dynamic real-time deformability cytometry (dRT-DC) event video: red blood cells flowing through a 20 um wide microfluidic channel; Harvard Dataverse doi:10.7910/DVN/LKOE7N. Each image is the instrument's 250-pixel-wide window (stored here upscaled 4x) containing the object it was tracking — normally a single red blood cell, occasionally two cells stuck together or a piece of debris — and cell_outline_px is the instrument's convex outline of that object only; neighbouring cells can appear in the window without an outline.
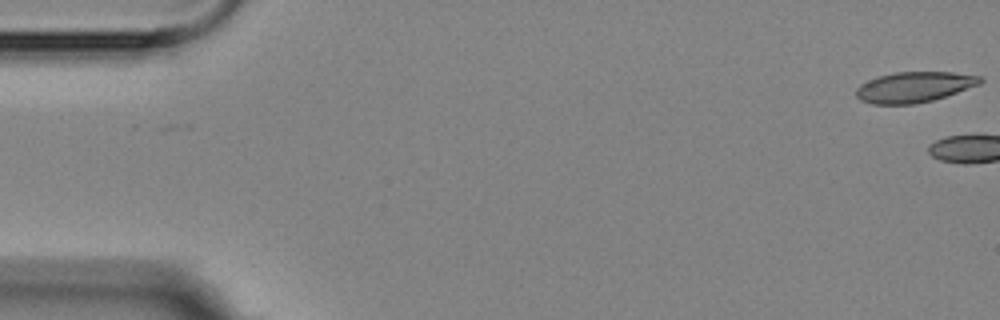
{"species": "Egyptian fruit bat (a non-hibernating species)", "species_latin": "Rousettus aegyptiacus", "temperature_condition": "room temperature", "stored_images_in_passage": 2, "camera_frame_rate_fps": 3000, "um_per_image_px": 0.085, "animal": {"sex": "female"}, "frame": {"image": 1, "passage_image": 2, "time_ms": 1.0, "image_size_px": [1000, 320], "cell_outline_px": [[984, 80], [980, 84], [932, 100], [916, 104], [872, 104], [860, 100], [856, 96], [856, 88], [860, 84], [876, 76], [896, 72], [952, 72], [980, 76]], "centroid_in_image_um": [77.67, 7.39], "position_along_channel_um": 7.3, "area_um2": 22.02}}